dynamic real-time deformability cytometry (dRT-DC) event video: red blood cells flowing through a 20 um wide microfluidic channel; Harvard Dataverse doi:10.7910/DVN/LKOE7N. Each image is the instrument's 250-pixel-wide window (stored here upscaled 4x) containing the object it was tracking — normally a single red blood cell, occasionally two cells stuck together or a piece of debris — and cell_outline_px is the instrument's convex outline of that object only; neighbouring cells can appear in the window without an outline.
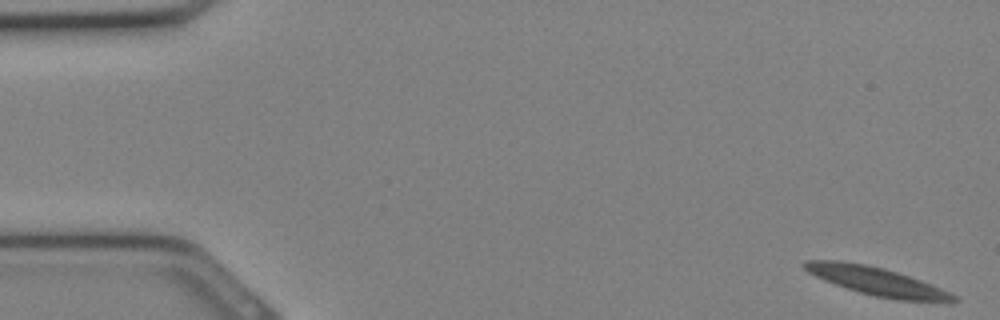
{"species": "Egyptian fruit bat (a non-hibernating species)", "species_latin": "Rousettus aegyptiacus", "temperature_condition": "cold", "stored_images_in_passage": 5, "camera_frame_rate_fps": 3000, "um_per_image_px": 0.085, "animal": {"sex": "female"}, "frame": {"image": 1, "passage_image": 1, "time_ms": 0.0, "image_size_px": [1000, 320], "cell_outline_px": [[960, 300], [952, 304], [896, 300], [876, 296], [860, 292], [824, 280], [808, 272], [800, 264], [804, 260], [840, 260], [864, 264], [884, 268], [920, 280], [940, 288], [956, 296]], "centroid_in_image_um": [74.6, 23.93], "position_along_channel_um": 10.4, "area_um2": 24.74}}